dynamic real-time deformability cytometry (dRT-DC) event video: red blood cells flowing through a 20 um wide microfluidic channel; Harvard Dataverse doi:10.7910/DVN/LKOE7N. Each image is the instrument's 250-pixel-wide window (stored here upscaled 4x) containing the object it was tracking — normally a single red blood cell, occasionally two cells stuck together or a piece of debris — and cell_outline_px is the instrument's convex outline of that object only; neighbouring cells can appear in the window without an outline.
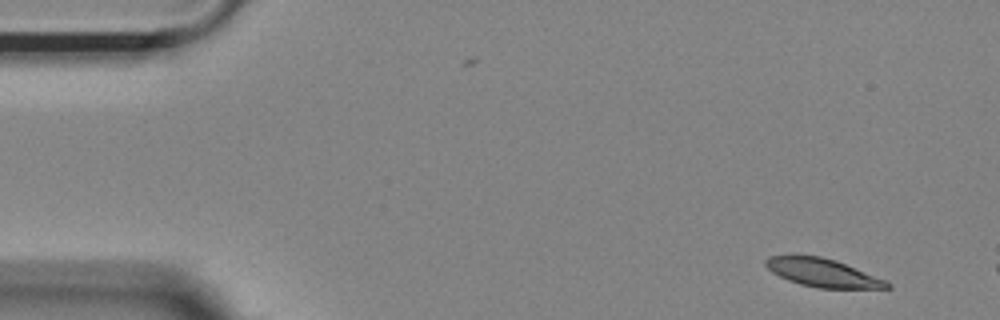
{"species": "Egyptian fruit bat (a non-hibernating species)", "species_latin": "Rousettus aegyptiacus", "temperature_condition": "room temperature", "stored_images_in_passage": 7, "camera_frame_rate_fps": 3000, "um_per_image_px": 0.085, "animal": {"sex": "female"}, "frame": {"image": 1, "passage_image": 1, "time_ms": 0.0, "image_size_px": [1000, 320], "cell_outline_px": [[892, 288], [816, 288], [800, 284], [788, 280], [772, 272], [764, 264], [764, 260], [768, 256], [820, 256], [836, 260], [884, 280], [892, 284]], "centroid_in_image_um": [69.91, 23.19], "position_along_channel_um": 15.1, "area_um2": 19.65}}